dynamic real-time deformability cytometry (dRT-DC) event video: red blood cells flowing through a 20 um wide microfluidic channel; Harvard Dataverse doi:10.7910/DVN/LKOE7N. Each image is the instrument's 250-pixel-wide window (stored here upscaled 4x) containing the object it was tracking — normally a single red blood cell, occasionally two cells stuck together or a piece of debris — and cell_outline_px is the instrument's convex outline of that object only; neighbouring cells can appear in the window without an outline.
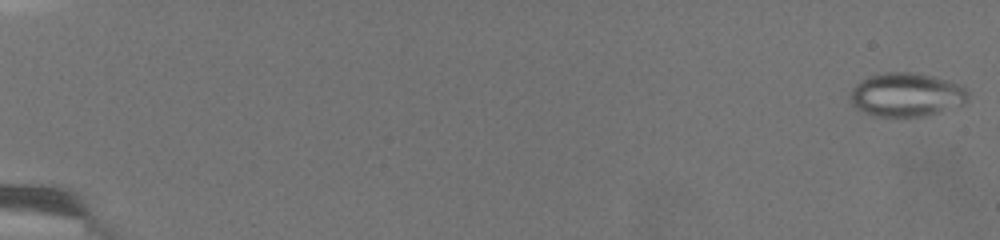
{"species": "common noctule bat (a hibernating species)", "species_latin": "Nyctalus noctula", "temperature_condition": "warm", "stored_images_in_passage": 19, "camera_frame_rate_fps": 3000, "um_per_image_px": 0.085, "animal": {"sex": "female", "body_mass_g": 19.5, "forearm_length_mm": 54.1}, "frame": {"image": 1, "passage_image": 1, "time_ms": 0.0, "image_size_px": [1000, 240], "cell_outline_px": [[968, 100], [964, 104], [936, 112], [920, 116], [876, 116], [856, 108], [852, 104], [852, 88], [856, 84], [872, 76], [888, 72], [912, 72], [932, 76], [948, 80], [964, 88], [968, 92]], "centroid_in_image_um": [77.06, 8.05], "position_along_channel_um": 7.9, "area_um2": 29.3}}